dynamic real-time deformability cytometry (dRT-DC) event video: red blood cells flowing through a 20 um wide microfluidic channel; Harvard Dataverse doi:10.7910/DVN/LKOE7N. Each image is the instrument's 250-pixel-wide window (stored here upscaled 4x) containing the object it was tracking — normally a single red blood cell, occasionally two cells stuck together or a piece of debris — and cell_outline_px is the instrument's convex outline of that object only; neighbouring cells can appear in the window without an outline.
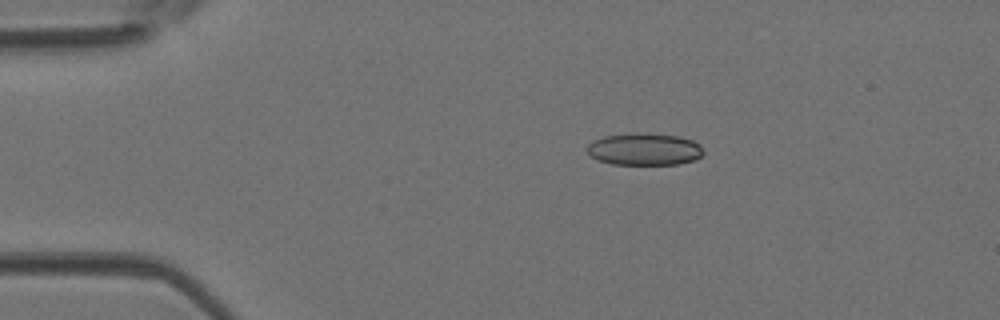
{"species": "Egyptian fruit bat (a non-hibernating species)", "species_latin": "Rousettus aegyptiacus", "temperature_condition": "room temperature", "stored_images_in_passage": 37, "camera_frame_rate_fps": 3000, "um_per_image_px": 0.085, "animal": {"sex": "female"}, "frame": {"image": 1, "passage_image": 9, "time_ms": 2.667, "image_size_px": [1000, 320], "cell_outline_px": [[704, 152], [696, 160], [676, 164], [612, 164], [596, 160], [588, 152], [588, 144], [592, 140], [604, 136], [676, 136], [692, 140], [700, 144]], "centroid_in_image_um": [54.79, 12.74], "position_along_channel_um": 30.2, "area_um2": 20.75}}
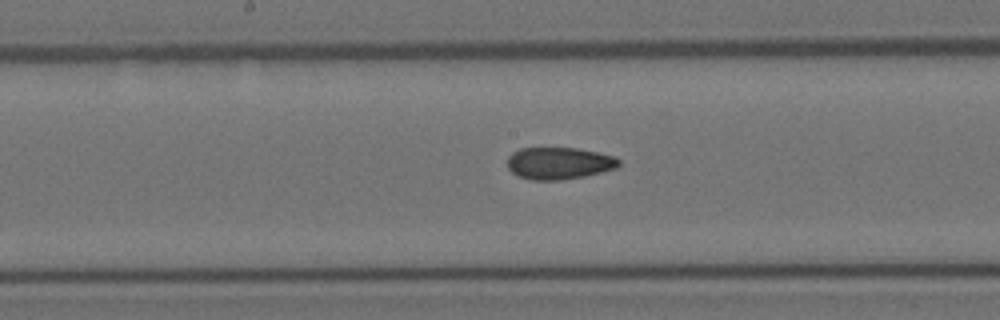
{"frame": {"image": 2, "passage_image": 24, "time_ms": 7.667, "image_size_px": [1000, 320], "cell_outline_px": [[620, 164], [616, 168], [584, 176], [560, 180], [532, 180], [516, 176], [508, 168], [508, 156], [512, 152], [520, 148], [576, 148], [616, 156], [620, 160]], "centroid_in_image_um": [47.5, 13.87], "position_along_channel_um": 200.7, "area_um2": 20.87}}
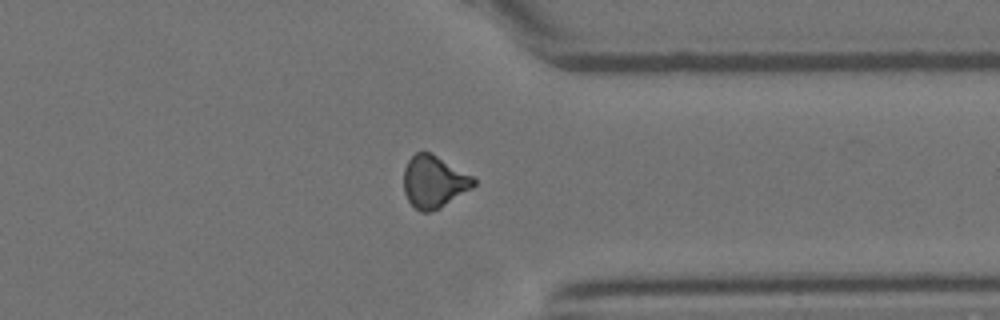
{"frame": {"image": 3, "passage_image": 36, "time_ms": 11.667, "image_size_px": [1000, 320], "cell_outline_px": [[476, 184], [472, 188], [440, 208], [428, 212], [420, 212], [408, 200], [404, 192], [404, 168], [408, 160], [416, 152], [432, 152], [472, 176], [476, 180]], "centroid_in_image_um": [36.88, 15.44], "position_along_channel_um": 374.5, "area_um2": 21.27}}